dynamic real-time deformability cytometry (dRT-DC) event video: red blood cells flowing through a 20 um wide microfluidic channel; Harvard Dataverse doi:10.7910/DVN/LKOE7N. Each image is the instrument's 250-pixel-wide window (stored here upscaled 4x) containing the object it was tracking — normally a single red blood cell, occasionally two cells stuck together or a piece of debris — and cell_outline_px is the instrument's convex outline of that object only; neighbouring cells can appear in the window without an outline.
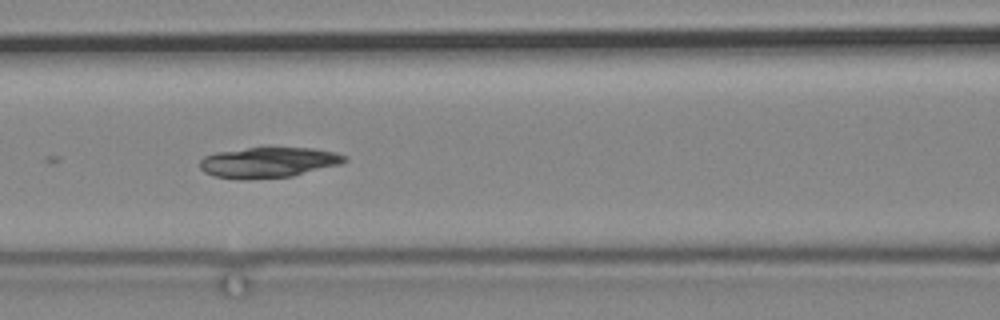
{"species": "common noctule bat (a hibernating species)", "species_latin": "Nyctalus noctula", "temperature_condition": "cold", "stored_images_in_passage": 7, "camera_frame_rate_fps": 3000, "um_per_image_px": 0.085, "animal": {"sex": "male", "body_mass_g": 19.2, "forearm_length_mm": 51.8}, "frame": {"image": 1, "passage_image": 6, "time_ms": 6.667, "image_size_px": [1000, 320], "cell_outline_px": [[348, 160], [340, 164], [292, 176], [240, 180], [216, 176], [204, 172], [200, 168], [200, 160], [204, 156], [216, 152], [264, 144], [312, 148], [336, 152], [348, 156]], "centroid_in_image_um": [22.82, 13.75], "position_along_channel_um": 143.8, "area_um2": 26.82}}
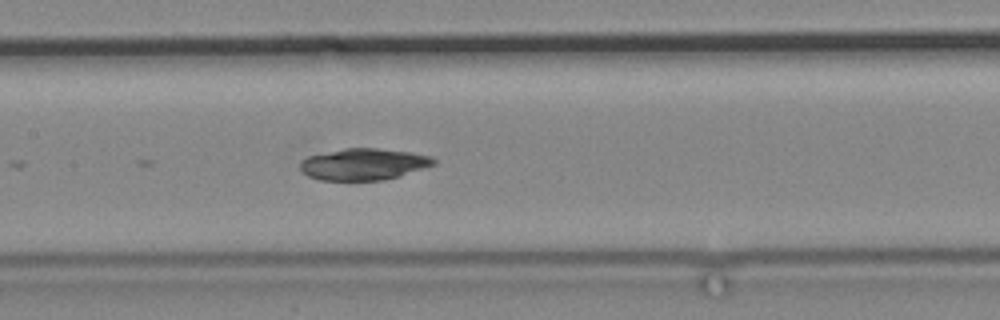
{"frame": {"image": 2, "passage_image": 7, "time_ms": 7.667, "image_size_px": [1000, 320], "cell_outline_px": [[436, 164], [400, 176], [384, 180], [320, 180], [308, 176], [300, 168], [300, 164], [308, 156], [344, 148], [376, 148], [412, 152], [432, 156], [436, 160]], "centroid_in_image_um": [30.95, 13.95], "position_along_channel_um": 176.4, "area_um2": 24.57}}